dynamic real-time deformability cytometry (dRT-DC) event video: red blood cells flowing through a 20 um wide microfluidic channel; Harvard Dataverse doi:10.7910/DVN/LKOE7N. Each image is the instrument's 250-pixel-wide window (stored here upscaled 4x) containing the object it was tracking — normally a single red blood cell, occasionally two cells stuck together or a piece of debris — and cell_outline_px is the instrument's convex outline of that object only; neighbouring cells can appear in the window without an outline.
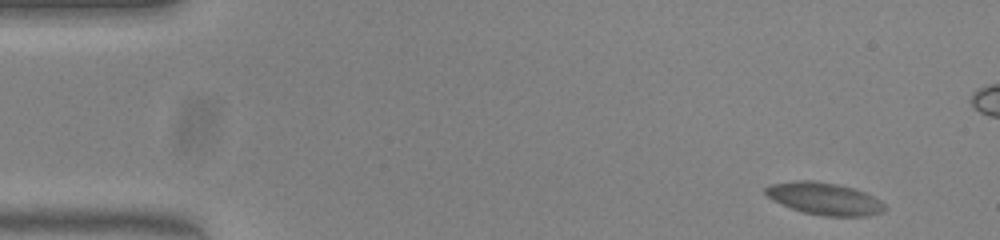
{"species": "common noctule bat (a hibernating species)", "species_latin": "Nyctalus noctula", "temperature_condition": "warm", "stored_images_in_passage": 52, "camera_frame_rate_fps": 3000, "um_per_image_px": 0.085, "animal": {"sex": "female", "body_mass_g": 23.0, "forearm_length_mm": 53.4}, "frame": {"image": 1, "passage_image": 1, "time_ms": 0.0, "image_size_px": [1000, 240], "cell_outline_px": [[884, 212], [864, 216], [824, 216], [804, 212], [792, 208], [768, 196], [764, 192], [764, 188], [772, 184], [800, 180], [812, 180], [836, 184], [852, 188], [864, 192], [880, 200], [884, 204]], "centroid_in_image_um": [70.1, 16.89], "position_along_channel_um": 14.9, "area_um2": 21.91}}
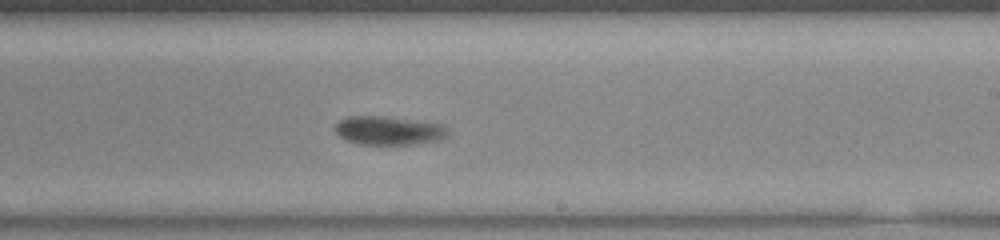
{"frame": {"image": 2, "passage_image": 29, "time_ms": 9.333, "image_size_px": [1000, 240], "cell_outline_px": [[448, 132], [440, 140], [412, 144], [360, 144], [348, 140], [340, 136], [336, 132], [336, 124], [340, 120], [348, 116], [384, 116], [436, 124], [448, 128]], "centroid_in_image_um": [33.0, 11.1], "position_along_channel_um": 256.0, "area_um2": 18.32}}
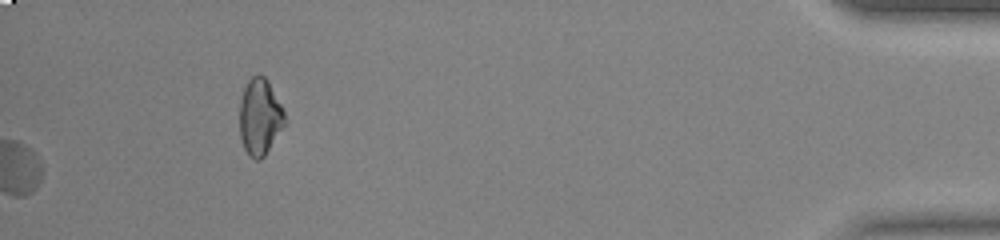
{"frame": {"image": 3, "passage_image": 52, "time_ms": 17.0, "image_size_px": [1000, 240], "cell_outline_px": [[284, 124], [264, 156], [260, 160], [256, 160], [248, 156], [244, 148], [240, 136], [240, 100], [244, 88], [248, 80], [252, 76], [260, 72], [268, 80], [284, 112]], "centroid_in_image_um": [22.06, 9.91], "position_along_channel_um": 413.1, "area_um2": 19.88}, "authors_computed_cell_mechanics": {"area_um2": 19.9121, "velocity_mm_per_s": 3.7885, "shape_relaxation_time_tau1_ms": 6.4205, "shape_relaxation_time_tau2_ms": null, "deformation_change_tau1": 0.1546, "deformation_change_tau2": null}}